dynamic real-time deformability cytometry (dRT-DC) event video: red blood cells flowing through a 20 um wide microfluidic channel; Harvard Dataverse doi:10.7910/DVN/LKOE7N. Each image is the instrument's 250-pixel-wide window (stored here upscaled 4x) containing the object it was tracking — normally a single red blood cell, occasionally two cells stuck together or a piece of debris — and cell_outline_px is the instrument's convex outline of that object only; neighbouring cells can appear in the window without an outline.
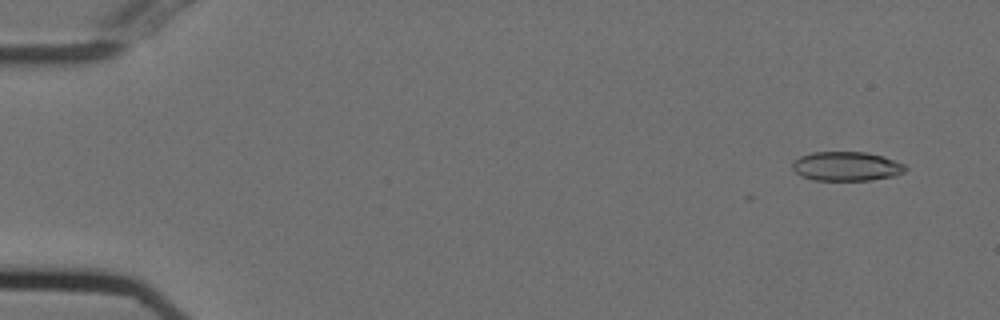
{"species": "Egyptian fruit bat (a non-hibernating species)", "species_latin": "Rousettus aegyptiacus", "temperature_condition": "cold", "stored_images_in_passage": 53, "camera_frame_rate_fps": 3000, "um_per_image_px": 0.085, "animal": {"sex": "female"}, "frame": {"image": 1, "passage_image": 4, "time_ms": 1.0, "image_size_px": [1000, 320], "cell_outline_px": [[908, 168], [904, 172], [892, 176], [872, 180], [812, 180], [800, 176], [792, 168], [792, 160], [800, 156], [812, 152], [864, 152], [884, 156], [904, 164]], "centroid_in_image_um": [71.92, 14.13], "position_along_channel_um": 13.1, "area_um2": 19.36}}
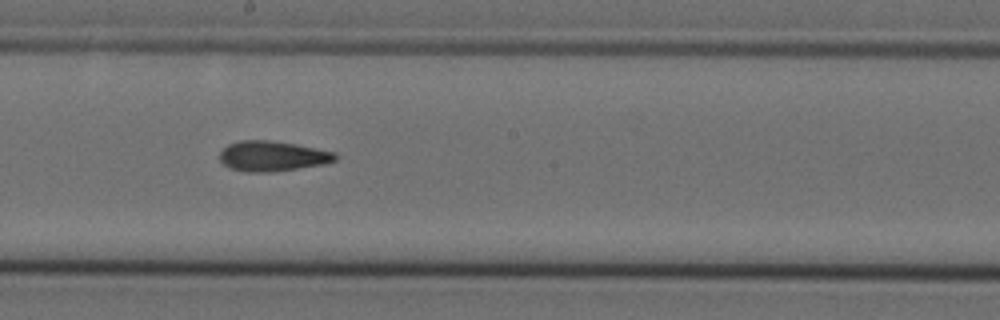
{"frame": {"image": 2, "passage_image": 31, "time_ms": 10.0, "image_size_px": [1000, 320], "cell_outline_px": [[340, 156], [336, 160], [324, 164], [276, 172], [244, 172], [228, 168], [220, 160], [220, 152], [228, 144], [240, 140], [272, 140], [296, 144], [336, 152]], "centroid_in_image_um": [23.18, 13.27], "position_along_channel_um": 225.0, "area_um2": 20.69}}
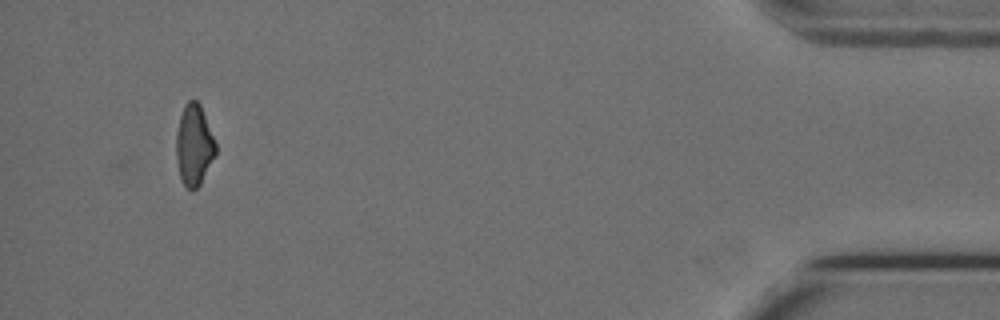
{"frame": {"image": 3, "passage_image": 52, "time_ms": 17.0, "image_size_px": [1000, 320], "cell_outline_px": [[216, 156], [200, 184], [192, 192], [184, 184], [180, 176], [176, 160], [176, 132], [180, 116], [184, 104], [188, 100], [196, 100], [200, 104], [216, 144]], "centroid_in_image_um": [16.49, 12.34], "position_along_channel_um": 418.7, "area_um2": 18.67}}